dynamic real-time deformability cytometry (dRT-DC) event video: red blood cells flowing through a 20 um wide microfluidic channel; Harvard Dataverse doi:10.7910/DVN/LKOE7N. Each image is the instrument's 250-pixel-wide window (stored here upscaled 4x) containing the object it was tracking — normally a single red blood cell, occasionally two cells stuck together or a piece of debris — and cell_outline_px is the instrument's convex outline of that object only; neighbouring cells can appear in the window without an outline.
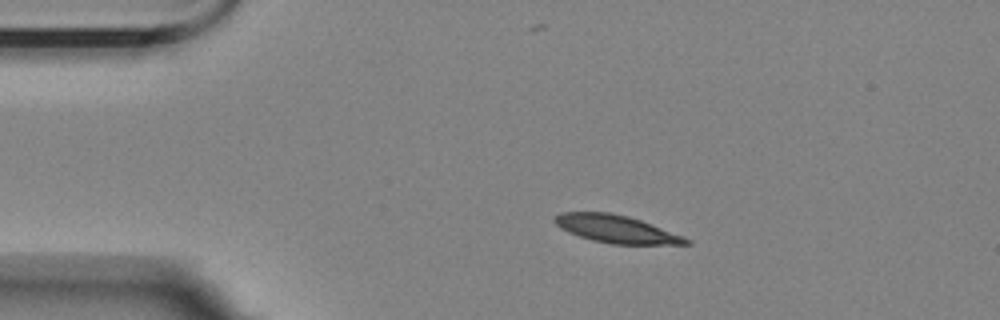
{"species": "Egyptian fruit bat (a non-hibernating species)", "species_latin": "Rousettus aegyptiacus", "temperature_condition": "room temperature", "stored_images_in_passage": 48, "camera_frame_rate_fps": 3000, "um_per_image_px": 0.085, "animal": {"sex": "female"}, "frame": {"image": 1, "passage_image": 1, "time_ms": 0.0, "image_size_px": [1000, 320], "cell_outline_px": [[692, 244], [612, 244], [592, 240], [568, 232], [560, 228], [552, 220], [560, 212], [608, 212], [628, 216], [640, 220], [684, 236], [692, 240]], "centroid_in_image_um": [52.38, 19.47], "position_along_channel_um": 32.6, "area_um2": 21.1}}
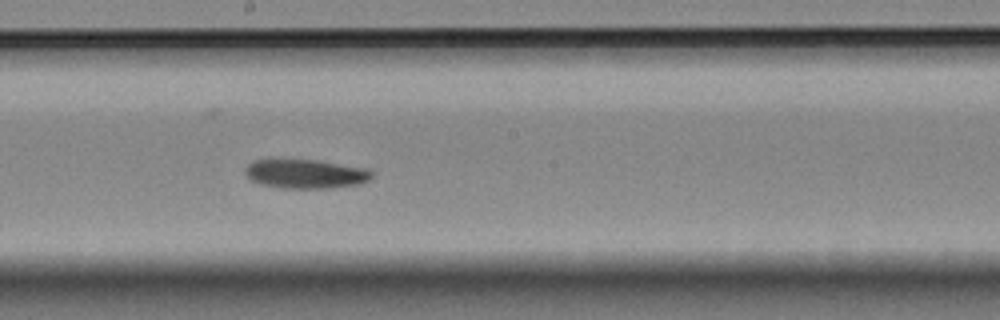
{"frame": {"image": 2, "passage_image": 21, "time_ms": 6.667, "image_size_px": [1000, 320], "cell_outline_px": [[372, 176], [368, 180], [360, 184], [332, 188], [280, 188], [260, 184], [252, 180], [244, 172], [244, 168], [252, 160], [268, 156], [276, 156], [316, 160], [368, 168], [372, 172]], "centroid_in_image_um": [25.88, 14.72], "position_along_channel_um": 222.3, "area_um2": 22.54}}
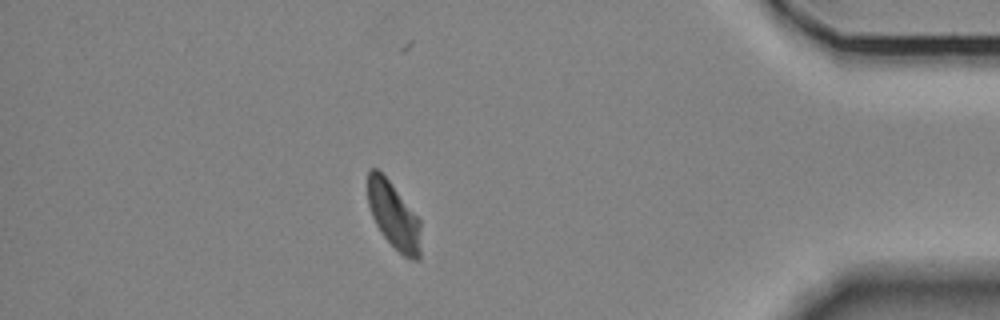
{"frame": {"image": 3, "passage_image": 40, "time_ms": 13.0, "image_size_px": [1000, 320], "cell_outline_px": [[420, 260], [412, 260], [404, 256], [384, 236], [376, 224], [372, 216], [368, 204], [368, 168], [376, 168], [388, 180], [420, 220]], "centroid_in_image_um": [33.46, 18.33], "position_along_channel_um": 401.7, "area_um2": 20.17}, "authors_computed_cell_mechanics": {"area_um2": 21.7328, "velocity_mm_per_s": 3.4806, "shape_relaxation_time_tau1_ms": 3.6477, "shape_relaxation_time_tau2_ms": null, "deformation_change_tau1": 0.1129, "deformation_change_tau2": null}}